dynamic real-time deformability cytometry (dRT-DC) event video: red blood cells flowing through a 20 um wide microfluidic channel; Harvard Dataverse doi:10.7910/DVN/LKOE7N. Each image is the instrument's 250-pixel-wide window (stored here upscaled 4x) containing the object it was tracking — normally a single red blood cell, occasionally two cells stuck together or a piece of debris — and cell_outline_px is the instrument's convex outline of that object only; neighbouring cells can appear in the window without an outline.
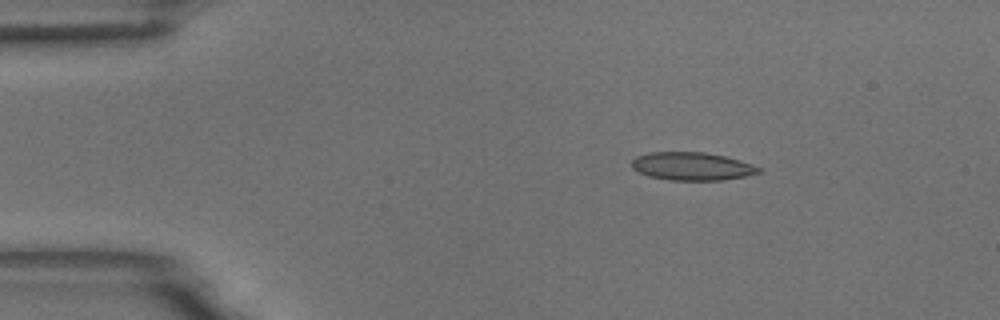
{"species": "common noctule bat (a hibernating species)", "species_latin": "Nyctalus noctula", "temperature_condition": "room temperature", "stored_images_in_passage": 5, "camera_frame_rate_fps": 3000, "um_per_image_px": 0.085, "animal": {"sex": "male", "body_mass_g": 18.8}, "frame": {"image": 1, "passage_image": 3, "time_ms": 0.667, "image_size_px": [1000, 320], "cell_outline_px": [[760, 172], [744, 176], [720, 180], [668, 180], [648, 176], [632, 168], [632, 160], [636, 156], [648, 152], [704, 152], [724, 156], [740, 160], [752, 164], [760, 168]], "centroid_in_image_um": [58.78, 14.13], "position_along_channel_um": 26.2, "area_um2": 20.63}}